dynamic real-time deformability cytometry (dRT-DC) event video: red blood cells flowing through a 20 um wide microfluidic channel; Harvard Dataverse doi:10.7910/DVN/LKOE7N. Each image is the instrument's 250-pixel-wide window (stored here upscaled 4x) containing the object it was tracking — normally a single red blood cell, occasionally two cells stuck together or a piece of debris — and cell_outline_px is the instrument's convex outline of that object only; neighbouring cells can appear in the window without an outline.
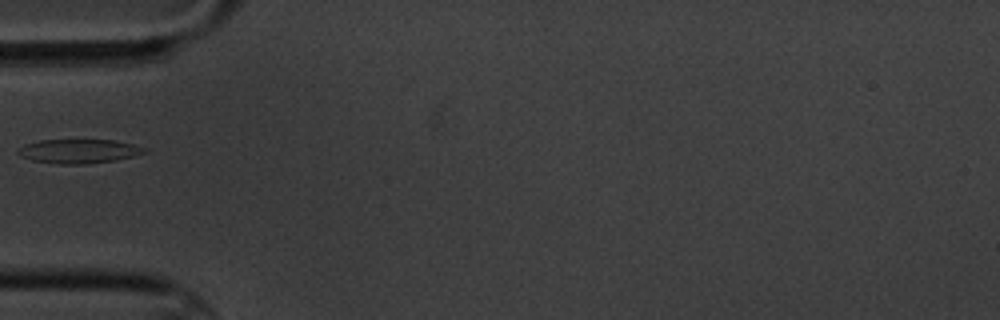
{"species": "common noctule bat (a hibernating species)", "species_latin": "Nyctalus noctula", "temperature_condition": "cold", "stored_images_in_passage": 5, "camera_frame_rate_fps": 3000, "um_per_image_px": 0.085, "animal": {"sex": "male", "body_mass_g": 20.1, "forearm_length_mm": 53.5}, "frame": {"image": 1, "passage_image": 3, "time_ms": 2.333, "image_size_px": [1000, 320], "cell_outline_px": [[148, 152], [136, 156], [116, 160], [88, 164], [56, 164], [32, 160], [20, 156], [16, 152], [24, 144], [40, 140], [112, 140], [132, 144], [148, 148]], "centroid_in_image_um": [6.73, 12.86], "position_along_channel_um": 78.3, "area_um2": 17.92}}
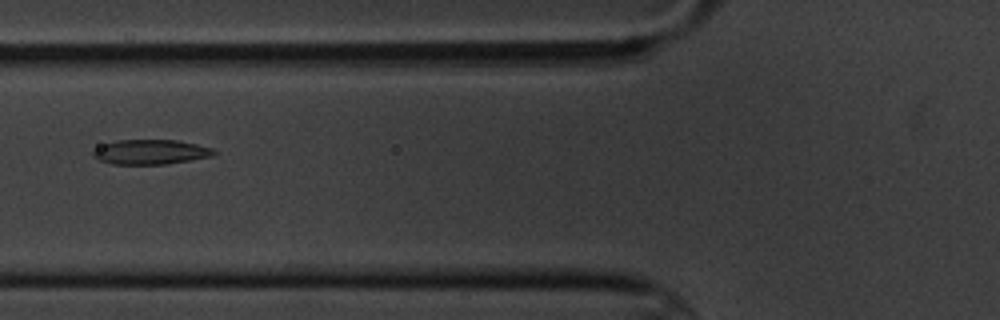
{"frame": {"image": 2, "passage_image": 4, "time_ms": 3.333, "image_size_px": [1000, 320], "cell_outline_px": [[216, 152], [212, 156], [192, 160], [168, 164], [112, 164], [100, 160], [92, 156], [92, 152], [96, 148], [104, 144], [116, 140], [176, 140], [196, 144], [212, 148]], "centroid_in_image_um": [12.8, 12.92], "position_along_channel_um": 113.0, "area_um2": 17.4}}
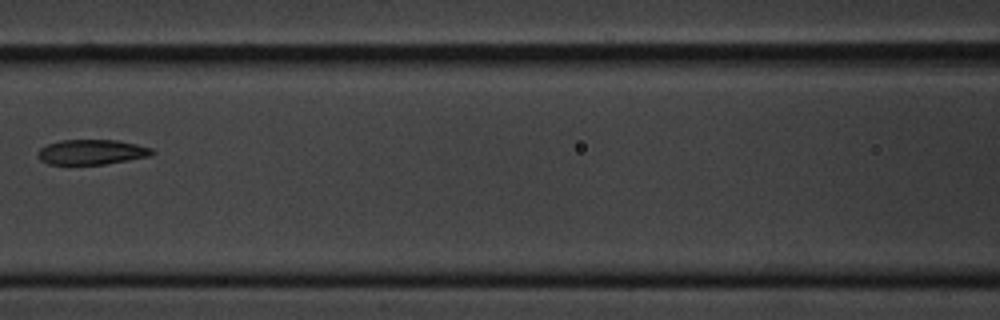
{"frame": {"image": 3, "passage_image": 5, "time_ms": 4.667, "image_size_px": [1000, 320], "cell_outline_px": [[156, 152], [152, 156], [104, 164], [48, 164], [40, 160], [36, 156], [36, 152], [40, 148], [48, 144], [60, 140], [116, 140], [136, 144], [152, 148]], "centroid_in_image_um": [7.79, 12.92], "position_along_channel_um": 158.8, "area_um2": 16.76}}